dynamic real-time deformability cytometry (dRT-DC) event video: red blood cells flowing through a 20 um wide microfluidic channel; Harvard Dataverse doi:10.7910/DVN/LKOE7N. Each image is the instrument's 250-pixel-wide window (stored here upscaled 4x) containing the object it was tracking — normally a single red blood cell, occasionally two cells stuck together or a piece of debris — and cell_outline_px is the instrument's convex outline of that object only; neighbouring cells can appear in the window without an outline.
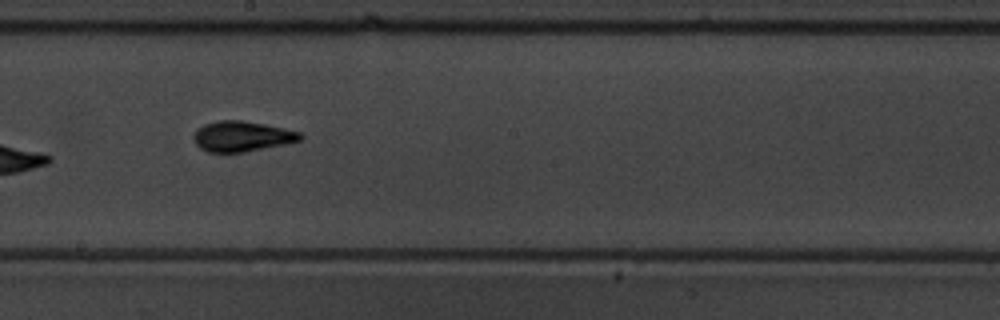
{"species": "common noctule bat (a hibernating species)", "species_latin": "Nyctalus noctula", "temperature_condition": "warm", "stored_images_in_passage": 15, "camera_frame_rate_fps": 3000, "um_per_image_px": 0.085, "animal": {"sex": "male", "body_mass_g": 19.5, "forearm_length_mm": 54.6}, "frame": {"image": 1, "passage_image": 9, "time_ms": 10.667, "image_size_px": [1000, 320], "cell_outline_px": [[304, 136], [300, 140], [284, 144], [244, 152], [208, 152], [200, 148], [196, 144], [192, 136], [204, 124], [220, 120], [244, 120], [284, 128], [300, 132]], "centroid_in_image_um": [20.57, 11.58], "position_along_channel_um": 227.6, "area_um2": 18.73}}
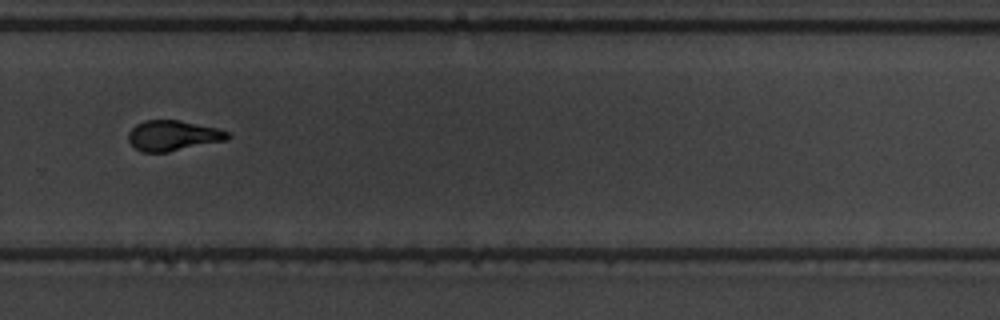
{"frame": {"image": 2, "passage_image": 11, "time_ms": 13.0, "image_size_px": [1000, 320], "cell_outline_px": [[232, 136], [228, 140], [168, 152], [144, 152], [136, 148], [128, 140], [128, 132], [136, 124], [144, 120], [180, 120], [216, 128], [228, 132]], "centroid_in_image_um": [14.72, 11.52], "position_along_channel_um": 315.1, "area_um2": 17.57}, "authors_computed_cell_mechanics": {"area_um2": 19.2474, "velocity_mm_per_s": 3.7396, "shape_relaxation_time_tau1_ms": 2.3769, "shape_relaxation_time_tau2_ms": 2.6655, "deformation_change_tau1": 0.0904, "deformation_change_tau2": 0.0831}}